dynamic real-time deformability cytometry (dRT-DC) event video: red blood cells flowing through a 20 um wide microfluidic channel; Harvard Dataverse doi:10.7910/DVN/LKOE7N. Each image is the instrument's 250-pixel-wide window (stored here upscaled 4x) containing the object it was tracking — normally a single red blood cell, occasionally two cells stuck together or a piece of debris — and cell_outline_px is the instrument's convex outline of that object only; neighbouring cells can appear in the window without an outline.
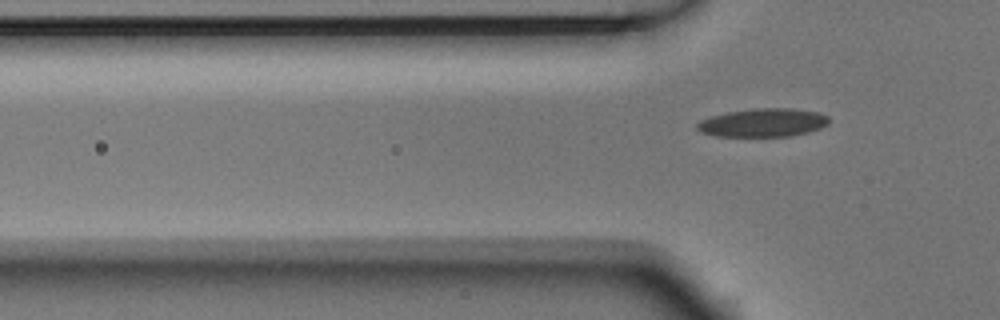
{"species": "Egyptian fruit bat (a non-hibernating species)", "species_latin": "Rousettus aegyptiacus", "temperature_condition": "room temperature", "stored_images_in_passage": 2, "camera_frame_rate_fps": 3000, "um_per_image_px": 0.085, "animal": {"sex": "male"}, "frame": {"image": 1, "passage_image": 2, "time_ms": 0.333, "image_size_px": [1000, 320], "cell_outline_px": [[828, 124], [820, 128], [808, 132], [788, 136], [716, 136], [700, 132], [696, 128], [696, 124], [700, 120], [712, 116], [728, 112], [752, 108], [792, 108], [820, 112], [828, 116]], "centroid_in_image_um": [64.85, 10.42], "position_along_channel_um": 60.9, "area_um2": 21.85}}